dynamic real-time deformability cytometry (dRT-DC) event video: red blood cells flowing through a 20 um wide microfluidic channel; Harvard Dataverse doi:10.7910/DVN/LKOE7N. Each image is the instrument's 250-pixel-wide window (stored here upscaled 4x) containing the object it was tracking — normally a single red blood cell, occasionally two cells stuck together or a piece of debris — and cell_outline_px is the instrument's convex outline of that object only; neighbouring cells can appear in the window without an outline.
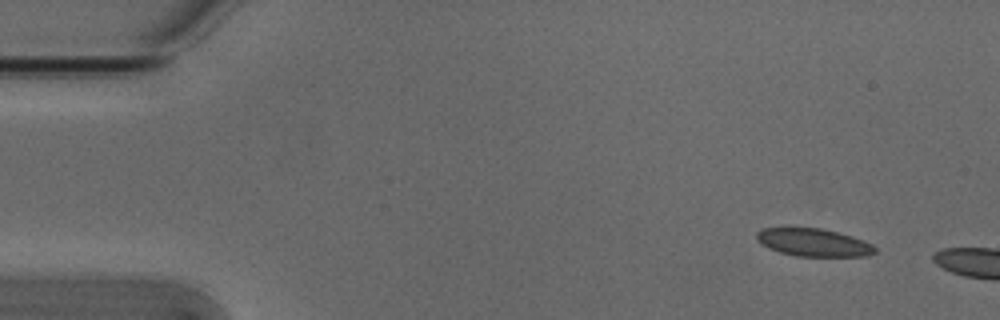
{"species": "Egyptian fruit bat (a non-hibernating species)", "species_latin": "Rousettus aegyptiacus", "temperature_condition": "cold", "stored_images_in_passage": 13, "camera_frame_rate_fps": 3000, "um_per_image_px": 0.085, "animal": {"sex": "male"}, "frame": {"image": 1, "passage_image": 4, "time_ms": 1.0, "image_size_px": [1000, 320], "cell_outline_px": [[876, 252], [868, 256], [796, 256], [780, 252], [768, 248], [760, 244], [756, 240], [756, 232], [760, 228], [820, 228], [852, 236], [864, 240], [872, 244], [876, 248]], "centroid_in_image_um": [69.13, 20.61], "position_along_channel_um": 15.9, "area_um2": 19.25}}